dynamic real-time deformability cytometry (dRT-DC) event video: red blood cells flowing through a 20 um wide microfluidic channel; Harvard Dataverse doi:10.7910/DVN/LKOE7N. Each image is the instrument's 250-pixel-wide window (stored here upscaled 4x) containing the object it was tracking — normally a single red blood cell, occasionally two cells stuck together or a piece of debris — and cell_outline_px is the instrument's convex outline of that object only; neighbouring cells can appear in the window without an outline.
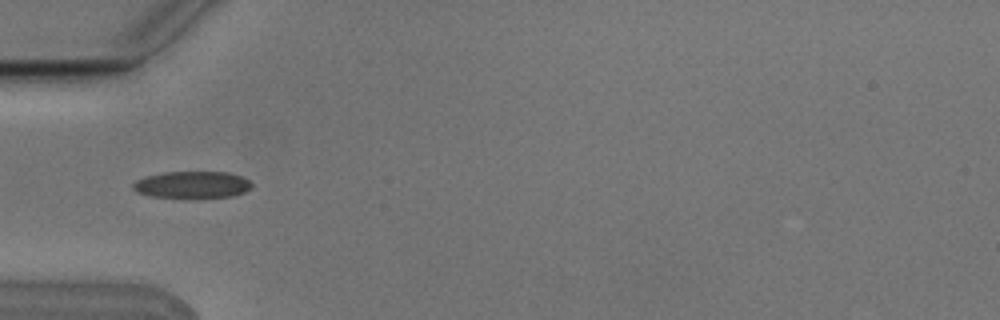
{"species": "Egyptian fruit bat (a non-hibernating species)", "species_latin": "Rousettus aegyptiacus", "temperature_condition": "cold", "stored_images_in_passage": 3, "camera_frame_rate_fps": 3000, "um_per_image_px": 0.085, "animal": {"sex": "male"}, "frame": {"image": 1, "passage_image": 1, "time_ms": 0.0, "image_size_px": [1000, 320], "cell_outline_px": [[252, 188], [244, 192], [232, 196], [200, 200], [184, 200], [152, 196], [136, 192], [132, 188], [132, 184], [136, 180], [148, 176], [164, 172], [224, 172], [240, 176], [248, 180], [252, 184]], "centroid_in_image_um": [16.33, 15.76], "position_along_channel_um": 68.7, "area_um2": 19.36}}
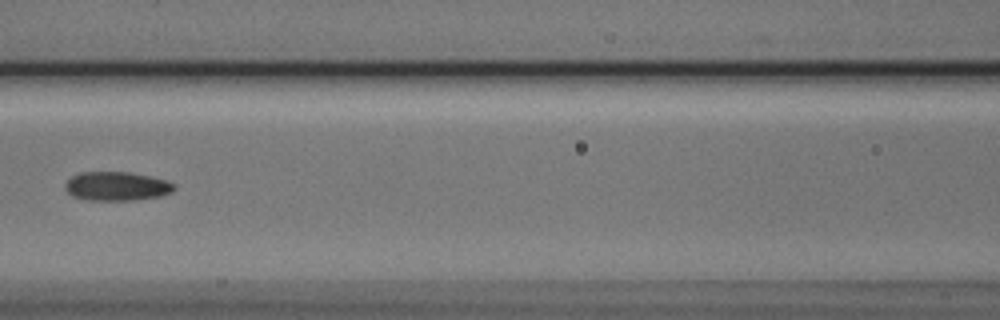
{"frame": {"image": 2, "passage_image": 3, "time_ms": 0.667, "image_size_px": [1000, 320], "cell_outline_px": [[176, 188], [172, 192], [160, 196], [132, 200], [88, 200], [72, 196], [64, 188], [64, 184], [72, 176], [80, 172], [128, 172], [148, 176], [164, 180], [172, 184]], "centroid_in_image_um": [9.87, 15.83], "position_along_channel_um": 156.7, "area_um2": 18.21}}